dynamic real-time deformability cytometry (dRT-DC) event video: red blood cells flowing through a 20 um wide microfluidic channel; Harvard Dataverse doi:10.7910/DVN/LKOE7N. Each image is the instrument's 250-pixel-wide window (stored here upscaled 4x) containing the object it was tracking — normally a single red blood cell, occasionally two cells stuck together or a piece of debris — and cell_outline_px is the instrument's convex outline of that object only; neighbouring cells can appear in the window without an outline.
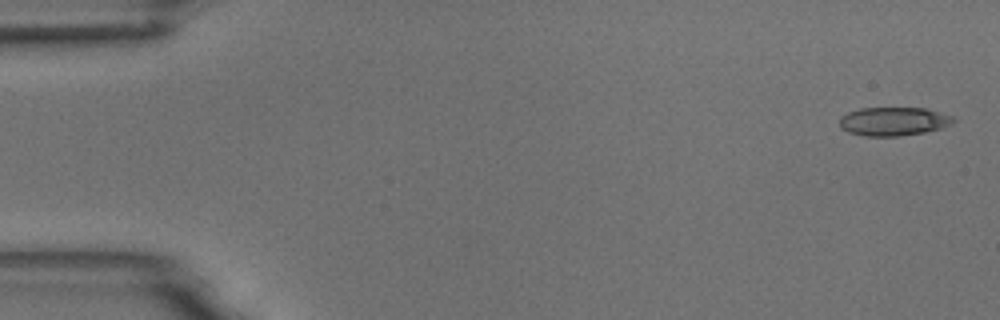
{"species": "common noctule bat (a hibernating species)", "species_latin": "Nyctalus noctula", "temperature_condition": "room temperature", "stored_images_in_passage": 4, "camera_frame_rate_fps": 3000, "um_per_image_px": 0.085, "animal": {"sex": "male", "body_mass_g": 18.8}, "frame": {"image": 1, "passage_image": 1, "time_ms": 0.0, "image_size_px": [1000, 320], "cell_outline_px": [[956, 120], [940, 128], [924, 132], [900, 136], [864, 136], [848, 132], [840, 128], [840, 116], [848, 112], [860, 108], [928, 108], [952, 116]], "centroid_in_image_um": [75.91, 10.31], "position_along_channel_um": 9.1, "area_um2": 18.96}}